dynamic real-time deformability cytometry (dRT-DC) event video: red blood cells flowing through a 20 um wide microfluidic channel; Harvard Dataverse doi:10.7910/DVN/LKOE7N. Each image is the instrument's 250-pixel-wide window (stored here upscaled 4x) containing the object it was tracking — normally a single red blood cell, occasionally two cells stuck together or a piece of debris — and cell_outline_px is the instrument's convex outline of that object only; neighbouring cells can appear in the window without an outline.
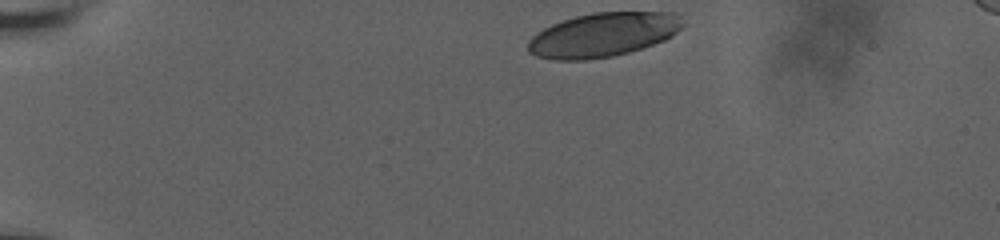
{"species": "human", "species_latin": "Homo sapiens", "temperature_condition": "room temperature", "stored_images_in_passage": 39, "camera_frame_rate_fps": 3000, "um_per_image_px": 0.085, "donor": {"sex": "male"}, "frame": {"image": 1, "passage_image": 1, "time_ms": 0.0, "image_size_px": [1000, 240], "cell_outline_px": [[684, 24], [672, 36], [664, 40], [628, 52], [612, 56], [584, 60], [556, 60], [536, 56], [528, 52], [528, 40], [532, 36], [544, 28], [552, 24], [576, 16], [592, 12], [676, 12], [680, 16]], "centroid_in_image_um": [51.25, 2.95], "position_along_channel_um": 33.7, "area_um2": 39.65}}
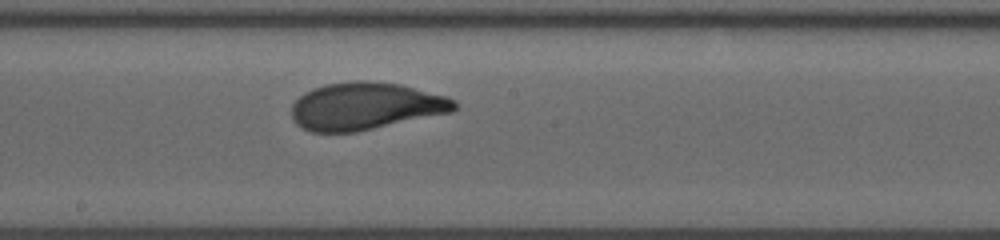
{"frame": {"image": 2, "passage_image": 23, "time_ms": 7.333, "image_size_px": [1000, 240], "cell_outline_px": [[456, 108], [452, 112], [356, 132], [312, 132], [296, 124], [292, 120], [292, 104], [304, 92], [312, 88], [324, 84], [352, 80], [364, 80], [400, 84], [444, 96], [456, 100]], "centroid_in_image_um": [31.03, 9.02], "position_along_channel_um": 217.2, "area_um2": 44.97}}
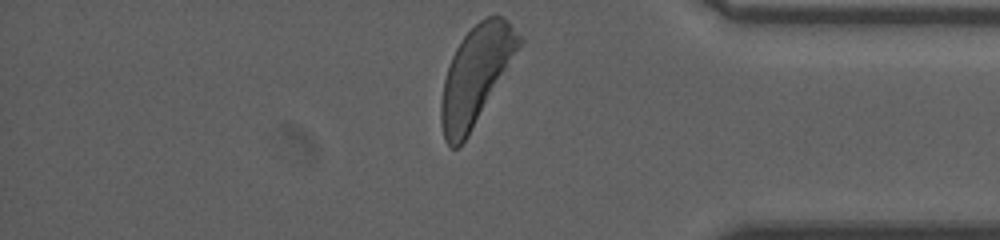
{"frame": {"image": 3, "passage_image": 39, "time_ms": 12.667, "image_size_px": [1000, 240], "cell_outline_px": [[524, 40], [468, 136], [456, 148], [452, 148], [444, 140], [440, 120], [440, 104], [444, 80], [452, 56], [460, 40], [480, 20], [488, 16], [504, 16], [524, 36]], "centroid_in_image_um": [40.46, 6.36], "position_along_channel_um": 394.7, "area_um2": 43.93}, "authors_computed_cell_mechanics": {"area_um2": 44.3326, "velocity_mm_per_s": 3.6228, "shape_relaxation_time_tau1_ms": 3.1082, "shape_relaxation_time_tau2_ms": null, "deformation_change_tau1": 0.1764, "deformation_change_tau2": null}}